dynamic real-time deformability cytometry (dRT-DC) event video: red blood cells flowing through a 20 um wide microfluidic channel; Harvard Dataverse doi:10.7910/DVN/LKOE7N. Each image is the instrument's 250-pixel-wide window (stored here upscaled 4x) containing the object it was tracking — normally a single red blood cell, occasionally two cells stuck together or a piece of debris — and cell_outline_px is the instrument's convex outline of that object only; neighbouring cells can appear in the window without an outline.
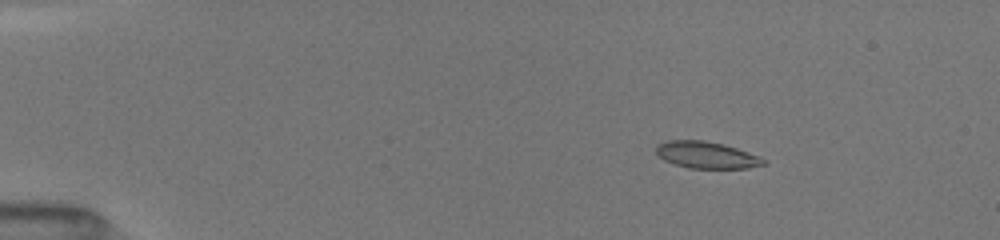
{"species": "common noctule bat (a hibernating species)", "species_latin": "Nyctalus noctula", "temperature_condition": "room temperature", "stored_images_in_passage": 16, "camera_frame_rate_fps": 3000, "um_per_image_px": 0.085, "animal": {"sex": "female", "body_mass_g": 19.5, "forearm_length_mm": 54.1}, "frame": {"image": 1, "passage_image": 4, "time_ms": 1.667, "image_size_px": [1000, 240], "cell_outline_px": [[768, 164], [748, 168], [688, 168], [664, 160], [656, 152], [656, 144], [664, 140], [704, 140], [724, 144], [748, 152], [768, 160]], "centroid_in_image_um": [60.07, 13.17], "position_along_channel_um": 24.9, "area_um2": 16.88}}
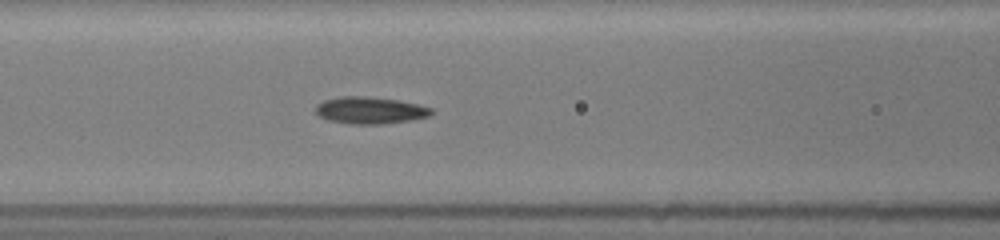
{"frame": {"image": 2, "passage_image": 13, "time_ms": 6.667, "image_size_px": [1000, 240], "cell_outline_px": [[436, 112], [428, 116], [412, 120], [380, 124], [348, 124], [328, 120], [320, 116], [316, 112], [316, 104], [324, 100], [340, 96], [368, 96], [400, 100], [432, 108]], "centroid_in_image_um": [31.47, 9.37], "position_along_channel_um": 135.1, "area_um2": 18.32}}
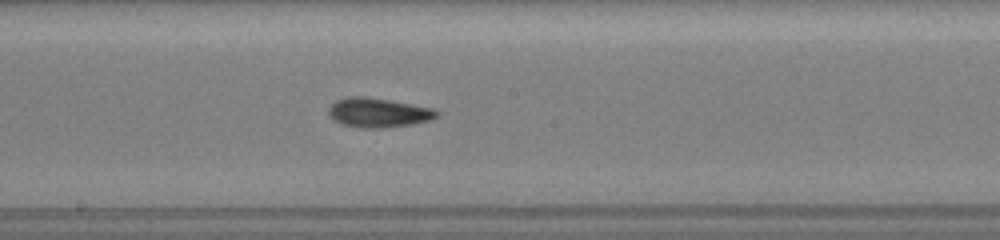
{"frame": {"image": 3, "passage_image": 16, "time_ms": 8.667, "image_size_px": [1000, 240], "cell_outline_px": [[440, 112], [432, 120], [412, 124], [384, 128], [360, 128], [340, 124], [332, 120], [328, 112], [328, 108], [336, 100], [348, 96], [364, 96], [392, 100], [436, 108]], "centroid_in_image_um": [32.16, 9.57], "position_along_channel_um": 216.0, "area_um2": 18.96}}